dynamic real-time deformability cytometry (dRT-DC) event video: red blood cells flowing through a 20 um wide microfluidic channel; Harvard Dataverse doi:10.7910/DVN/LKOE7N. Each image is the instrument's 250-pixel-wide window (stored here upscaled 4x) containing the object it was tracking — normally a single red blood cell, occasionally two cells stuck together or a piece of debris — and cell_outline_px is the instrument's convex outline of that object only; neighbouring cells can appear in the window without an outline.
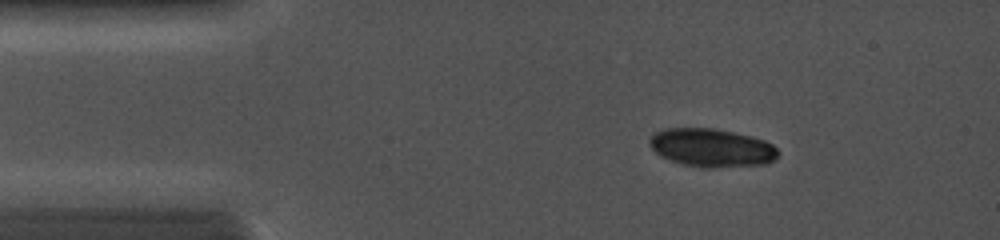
{"species": "common noctule bat (a hibernating species)", "species_latin": "Nyctalus noctula", "temperature_condition": "cold", "stored_images_in_passage": 14, "camera_frame_rate_fps": 5000, "um_per_image_px": 0.085, "animal": {"sex": "female", "body_mass_g": 19.0, "forearm_length_mm": 56.7}, "frame": {"image": 1, "passage_image": 1, "time_ms": 0.0, "image_size_px": [1000, 240], "cell_outline_px": [[780, 152], [772, 160], [764, 164], [712, 168], [700, 168], [680, 164], [660, 156], [652, 148], [648, 140], [656, 132], [664, 128], [712, 128], [732, 132], [764, 140], [772, 144]], "centroid_in_image_um": [60.45, 12.57], "position_along_channel_um": 24.5, "area_um2": 28.61}}